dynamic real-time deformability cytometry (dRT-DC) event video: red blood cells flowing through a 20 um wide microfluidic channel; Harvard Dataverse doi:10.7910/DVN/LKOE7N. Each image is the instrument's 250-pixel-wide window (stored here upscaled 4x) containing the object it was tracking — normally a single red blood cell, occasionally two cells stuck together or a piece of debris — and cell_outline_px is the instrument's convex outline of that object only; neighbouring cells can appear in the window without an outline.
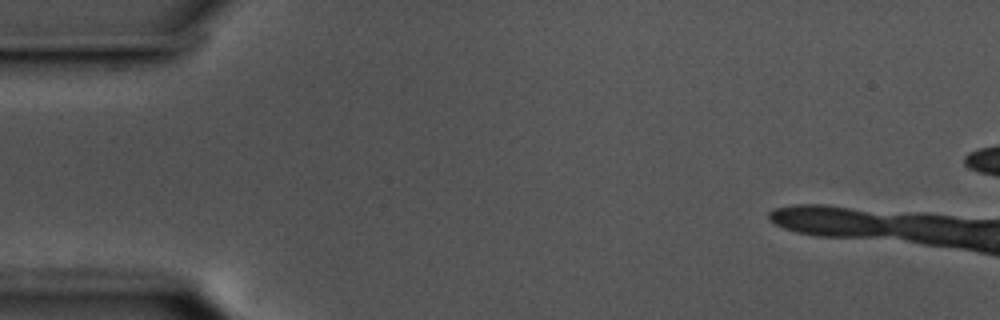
{"species": "common noctule bat (a hibernating species)", "species_latin": "Nyctalus noctula", "temperature_condition": "cold", "stored_images_in_passage": 5, "camera_frame_rate_fps": 3000, "um_per_image_px": 0.085, "animal": {"sex": "male", "body_mass_g": 17.5, "forearm_length_mm": 52.3}, "frame": {"image": 1, "passage_image": 2, "time_ms": 0.333, "image_size_px": [1000, 320], "cell_outline_px": [[884, 228], [880, 232], [820, 232], [788, 224], [776, 220], [772, 216], [776, 212], [844, 212], [876, 220]], "centroid_in_image_um": [70.51, 18.85], "position_along_channel_um": 14.5, "area_um2": 12.25}}